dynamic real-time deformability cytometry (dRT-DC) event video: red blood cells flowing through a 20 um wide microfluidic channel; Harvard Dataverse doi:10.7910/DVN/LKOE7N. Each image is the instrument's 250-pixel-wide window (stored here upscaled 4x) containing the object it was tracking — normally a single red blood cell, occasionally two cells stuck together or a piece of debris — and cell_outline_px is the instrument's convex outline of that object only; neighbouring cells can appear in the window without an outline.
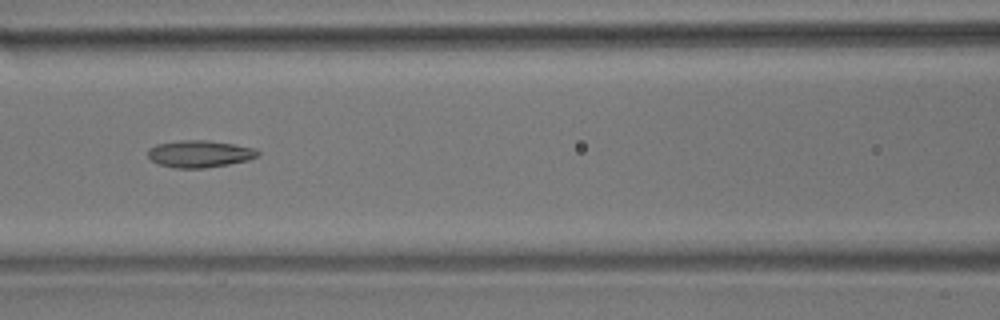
{"species": "common noctule bat (a hibernating species)", "species_latin": "Nyctalus noctula", "temperature_condition": "room temperature", "stored_images_in_passage": 9, "camera_frame_rate_fps": 3000, "um_per_image_px": 0.085, "animal": {"sex": "male", "body_mass_g": 17.9}, "frame": {"image": 1, "passage_image": 6, "time_ms": 7.0, "image_size_px": [1000, 320], "cell_outline_px": [[260, 152], [256, 156], [248, 160], [228, 164], [204, 168], [176, 168], [160, 164], [152, 160], [148, 156], [148, 148], [156, 144], [184, 140], [208, 140], [256, 148]], "centroid_in_image_um": [16.96, 13.07], "position_along_channel_um": 149.6, "area_um2": 17.17}}
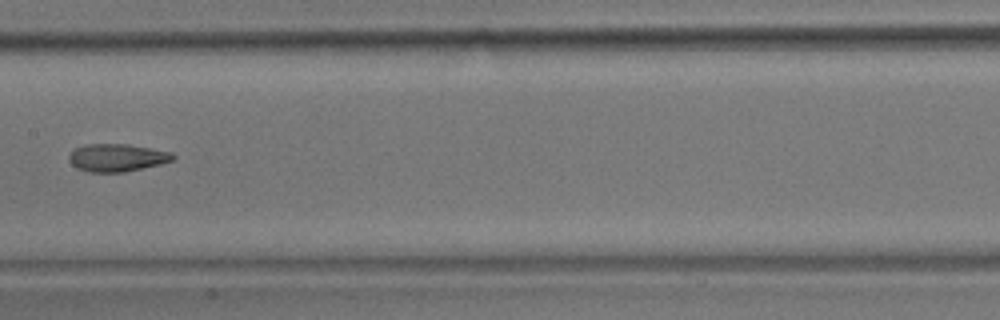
{"frame": {"image": 2, "passage_image": 7, "time_ms": 8.333, "image_size_px": [1000, 320], "cell_outline_px": [[176, 160], [160, 164], [124, 172], [88, 172], [76, 168], [68, 160], [68, 156], [76, 148], [88, 144], [124, 144], [172, 152], [176, 156]], "centroid_in_image_um": [9.95, 13.41], "position_along_channel_um": 197.4, "area_um2": 16.7}}